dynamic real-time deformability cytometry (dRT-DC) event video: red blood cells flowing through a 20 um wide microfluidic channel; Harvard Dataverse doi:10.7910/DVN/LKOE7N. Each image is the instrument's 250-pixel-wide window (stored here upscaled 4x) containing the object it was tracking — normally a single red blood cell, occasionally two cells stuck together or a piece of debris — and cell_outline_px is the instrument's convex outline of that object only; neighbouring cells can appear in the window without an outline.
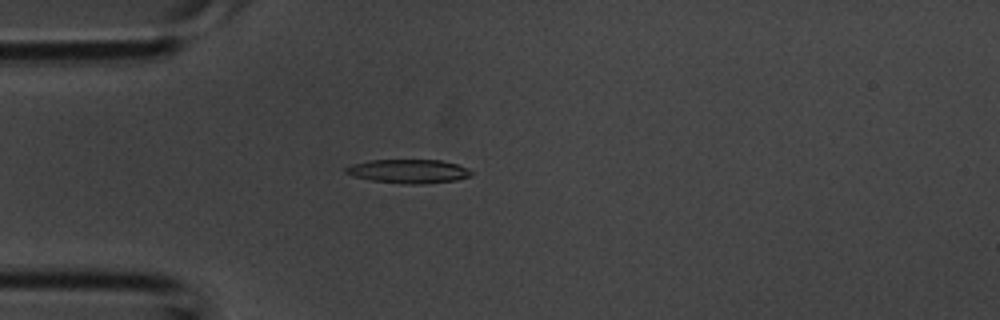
{"species": "common noctule bat (a hibernating species)", "species_latin": "Nyctalus noctula", "temperature_condition": "room temperature", "stored_images_in_passage": 2, "camera_frame_rate_fps": 3000, "um_per_image_px": 0.085, "animal": {"sex": "male", "body_mass_g": 20.1, "forearm_length_mm": 53.5}, "frame": {"image": 1, "passage_image": 2, "time_ms": 0.333, "image_size_px": [1000, 320], "cell_outline_px": [[472, 172], [468, 176], [456, 180], [424, 184], [408, 184], [372, 180], [352, 176], [344, 172], [344, 168], [352, 164], [368, 160], [440, 160], [456, 164], [468, 168]], "centroid_in_image_um": [34.68, 14.55], "position_along_channel_um": 50.3, "area_um2": 17.34}}